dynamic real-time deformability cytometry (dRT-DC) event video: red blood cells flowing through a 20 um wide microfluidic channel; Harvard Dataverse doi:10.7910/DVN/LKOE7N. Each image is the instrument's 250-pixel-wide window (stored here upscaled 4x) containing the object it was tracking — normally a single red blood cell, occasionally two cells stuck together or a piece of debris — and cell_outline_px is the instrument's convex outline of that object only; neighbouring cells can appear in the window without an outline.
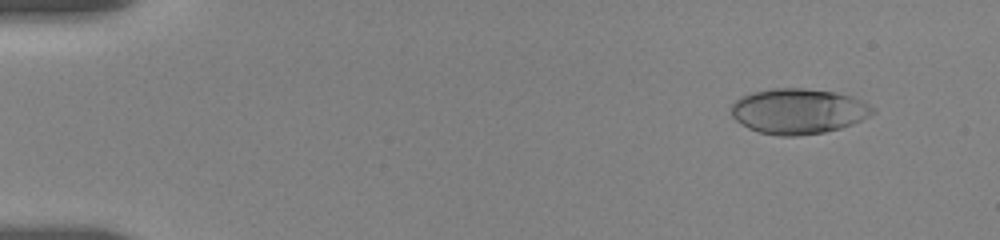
{"species": "human", "species_latin": "Homo sapiens", "temperature_condition": "room temperature", "stored_images_in_passage": 85, "camera_frame_rate_fps": 3000, "um_per_image_px": 0.085, "donor": {"sex": "female"}, "frame": {"image": 1, "passage_image": 7, "time_ms": 1.333, "image_size_px": [1000, 240], "cell_outline_px": [[876, 112], [852, 124], [840, 128], [824, 132], [796, 136], [780, 136], [760, 132], [748, 128], [736, 120], [732, 116], [732, 104], [740, 96], [752, 92], [772, 88], [804, 88], [836, 92], [852, 96], [860, 100], [872, 108]], "centroid_in_image_um": [67.83, 9.44], "position_along_channel_um": 17.2, "area_um2": 37.22}}
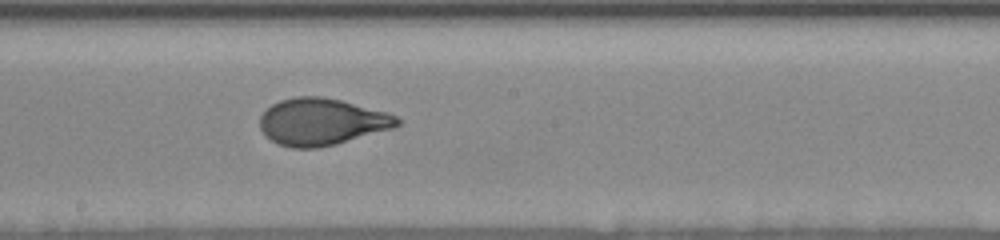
{"frame": {"image": 2, "passage_image": 48, "time_ms": 10.0, "image_size_px": [1000, 240], "cell_outline_px": [[400, 124], [392, 128], [336, 144], [316, 148], [292, 148], [280, 144], [264, 136], [260, 128], [260, 116], [272, 104], [280, 100], [296, 96], [320, 96], [340, 100], [388, 112], [396, 116], [400, 120]], "centroid_in_image_um": [27.32, 10.35], "position_along_channel_um": 220.9, "area_um2": 37.4}}
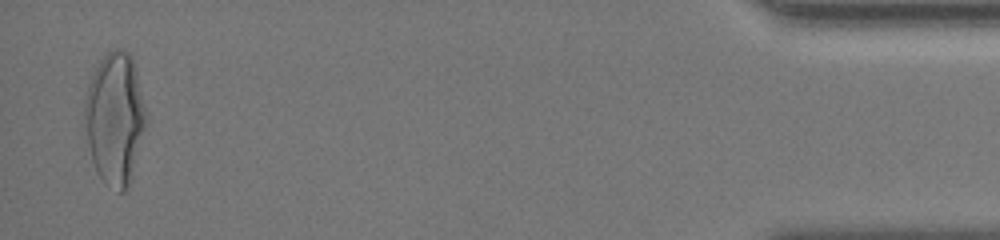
{"frame": {"image": 3, "passage_image": 83, "time_ms": 17.667, "image_size_px": [1000, 240], "cell_outline_px": [[144, 128], [128, 184], [124, 192], [120, 192], [104, 184], [92, 160], [88, 144], [84, 120], [84, 104], [88, 84], [100, 60], [112, 48], [120, 48], [128, 52], [132, 56], [144, 104]], "centroid_in_image_um": [9.72, 10.02], "position_along_channel_um": 425.5, "area_um2": 46.07}, "authors_computed_cell_mechanics": {"area_um2": 37.3388, "velocity_mm_per_s": 3.6592, "shape_relaxation_time_tau1_ms": 5.4545, "shape_relaxation_time_tau2_ms": null, "deformation_change_tau1": 0.2054, "deformation_change_tau2": null}}